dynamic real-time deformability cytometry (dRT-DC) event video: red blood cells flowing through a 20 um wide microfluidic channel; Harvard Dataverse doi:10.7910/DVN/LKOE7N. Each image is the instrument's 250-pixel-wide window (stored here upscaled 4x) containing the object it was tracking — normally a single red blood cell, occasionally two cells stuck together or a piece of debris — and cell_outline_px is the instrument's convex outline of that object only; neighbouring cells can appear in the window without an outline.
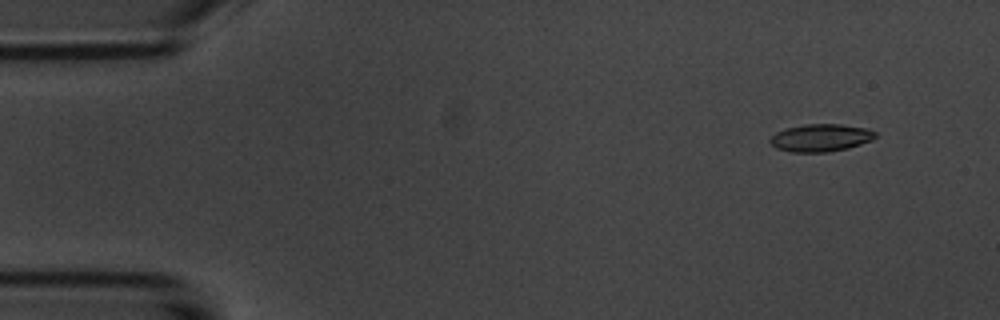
{"species": "common noctule bat (a hibernating species)", "species_latin": "Nyctalus noctula", "temperature_condition": "room temperature", "stored_images_in_passage": 5, "camera_frame_rate_fps": 3000, "um_per_image_px": 0.085, "animal": {"sex": "male", "body_mass_g": 20.1, "forearm_length_mm": 53.5}, "frame": {"image": 1, "passage_image": 2, "time_ms": 1.333, "image_size_px": [1000, 320], "cell_outline_px": [[876, 136], [872, 140], [848, 148], [828, 152], [792, 152], [776, 148], [768, 140], [776, 132], [784, 128], [804, 124], [840, 124], [868, 128], [876, 132]], "centroid_in_image_um": [69.76, 11.7], "position_along_channel_um": 15.2, "area_um2": 16.99}}
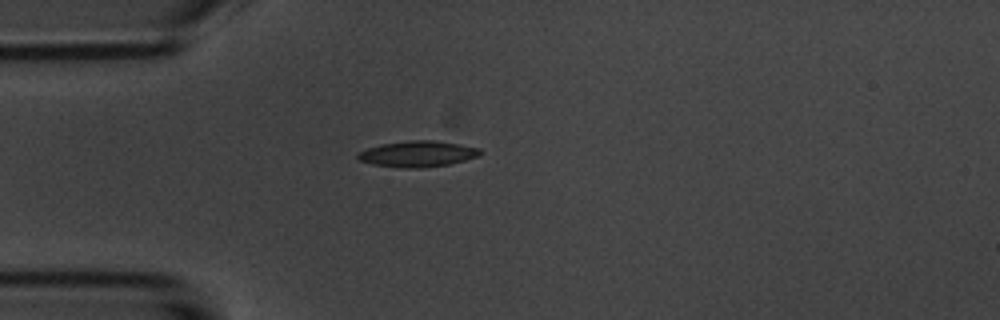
{"frame": {"image": 2, "passage_image": 5, "time_ms": 4.667, "image_size_px": [1000, 320], "cell_outline_px": [[484, 152], [480, 156], [448, 164], [416, 168], [408, 168], [372, 164], [360, 160], [356, 156], [356, 152], [380, 144], [408, 140], [432, 140], [460, 144], [480, 148]], "centroid_in_image_um": [35.51, 13.06], "position_along_channel_um": 49.5, "area_um2": 18.5}}